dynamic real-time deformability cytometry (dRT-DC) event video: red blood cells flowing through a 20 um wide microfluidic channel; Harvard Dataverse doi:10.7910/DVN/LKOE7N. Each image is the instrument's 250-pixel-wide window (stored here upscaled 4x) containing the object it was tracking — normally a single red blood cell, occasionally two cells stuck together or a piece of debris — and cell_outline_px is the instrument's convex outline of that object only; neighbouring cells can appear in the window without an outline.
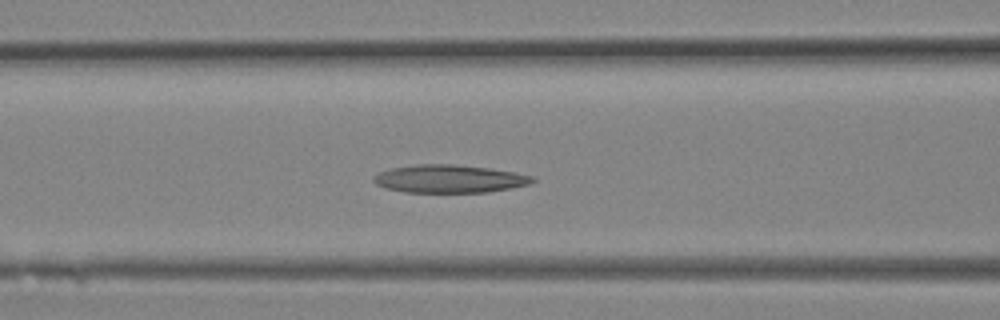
{"species": "Egyptian fruit bat (a non-hibernating species)", "species_latin": "Rousettus aegyptiacus", "temperature_condition": "room temperature", "stored_images_in_passage": 17, "camera_frame_rate_fps": 3000, "um_per_image_px": 0.085, "animal": {"sex": "female"}, "frame": {"image": 1, "passage_image": 12, "time_ms": 3.667, "image_size_px": [1000, 320], "cell_outline_px": [[536, 180], [528, 184], [512, 188], [488, 192], [404, 192], [384, 188], [376, 184], [372, 180], [372, 176], [388, 168], [416, 164], [452, 164], [488, 168], [516, 172], [532, 176]], "centroid_in_image_um": [38.15, 15.19], "position_along_channel_um": 128.4, "area_um2": 26.01}}
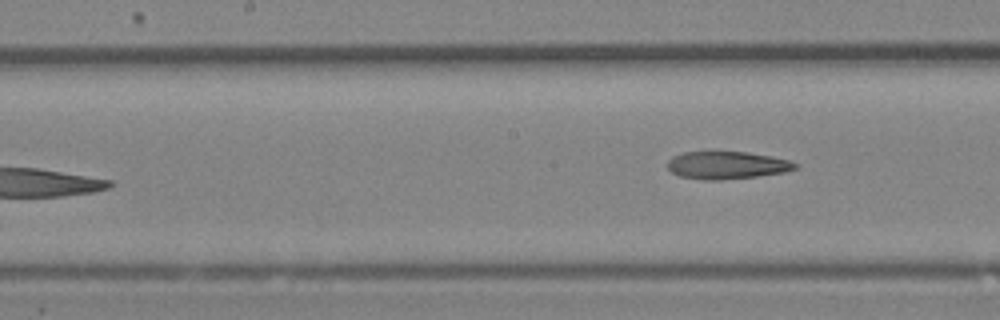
{"frame": {"image": 2, "passage_image": 17, "time_ms": 5.333, "image_size_px": [1000, 320], "cell_outline_px": [[800, 164], [796, 168], [784, 172], [756, 176], [720, 180], [704, 180], [680, 176], [672, 172], [668, 168], [668, 160], [672, 156], [684, 152], [748, 152], [772, 156], [788, 160]], "centroid_in_image_um": [61.79, 14.04], "position_along_channel_um": 186.4, "area_um2": 20.46}}